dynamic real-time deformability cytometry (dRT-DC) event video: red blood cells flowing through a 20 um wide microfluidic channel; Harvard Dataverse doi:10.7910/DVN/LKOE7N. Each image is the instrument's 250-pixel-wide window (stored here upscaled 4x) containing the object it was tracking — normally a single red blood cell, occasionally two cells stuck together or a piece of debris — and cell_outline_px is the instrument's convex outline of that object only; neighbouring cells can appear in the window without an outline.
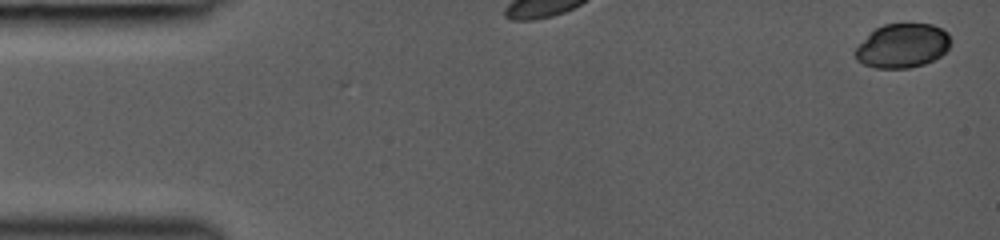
{"species": "common noctule bat (a hibernating species)", "species_latin": "Nyctalus noctula", "temperature_condition": "room temperature", "stored_images_in_passage": 10, "camera_frame_rate_fps": 3000, "um_per_image_px": 0.085, "animal": {"sex": "female", "body_mass_g": 19.0, "forearm_length_mm": 53.3}, "frame": {"image": 1, "passage_image": 1, "time_ms": 0.0, "image_size_px": [1000, 240], "cell_outline_px": [[952, 40], [948, 48], [940, 56], [924, 64], [908, 68], [876, 68], [864, 64], [856, 60], [852, 52], [876, 28], [884, 24], [932, 24], [948, 32]], "centroid_in_image_um": [76.71, 3.89], "position_along_channel_um": 8.3, "area_um2": 24.45}}
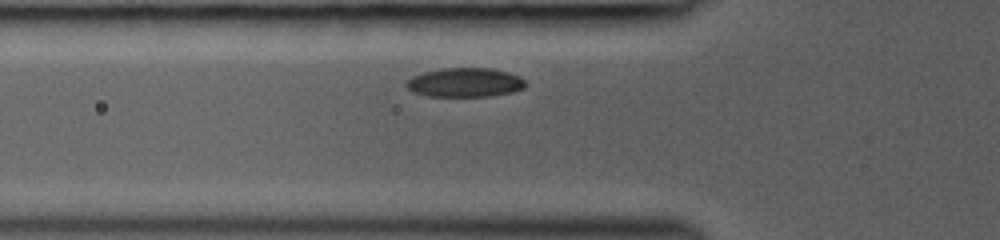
{"frame": {"image": 2, "passage_image": 6, "time_ms": 2.0, "image_size_px": [1000, 240], "cell_outline_px": [[528, 84], [524, 88], [512, 92], [492, 96], [428, 96], [412, 92], [404, 84], [412, 76], [424, 72], [444, 68], [492, 68], [508, 72], [520, 76]], "centroid_in_image_um": [39.54, 7.01], "position_along_channel_um": 86.3, "area_um2": 20.35}}
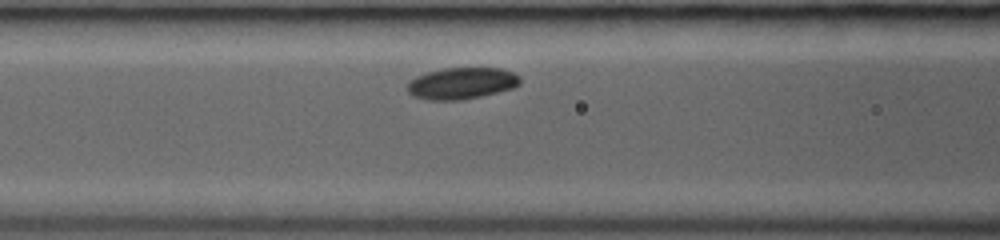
{"frame": {"image": 3, "passage_image": 9, "time_ms": 3.0, "image_size_px": [1000, 240], "cell_outline_px": [[520, 84], [512, 88], [480, 96], [460, 100], [428, 100], [412, 96], [408, 92], [408, 80], [416, 76], [428, 72], [444, 68], [500, 68], [512, 72], [520, 76]], "centroid_in_image_um": [39.21, 7.08], "position_along_channel_um": 127.4, "area_um2": 20.69}}